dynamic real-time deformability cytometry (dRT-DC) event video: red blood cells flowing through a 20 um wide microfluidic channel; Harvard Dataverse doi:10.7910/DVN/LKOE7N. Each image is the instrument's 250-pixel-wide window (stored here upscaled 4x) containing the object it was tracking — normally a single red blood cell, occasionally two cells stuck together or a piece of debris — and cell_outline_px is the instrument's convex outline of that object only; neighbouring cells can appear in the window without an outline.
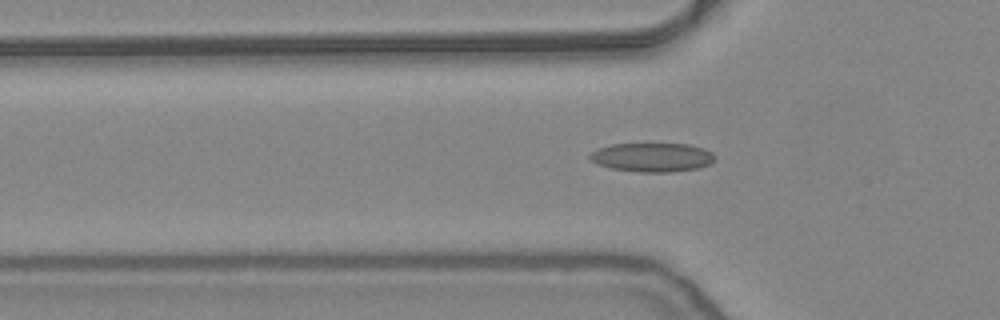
{"species": "common noctule bat (a hibernating species)", "species_latin": "Nyctalus noctula", "temperature_condition": "warm", "stored_images_in_passage": 38, "camera_frame_rate_fps": 3000, "um_per_image_px": 0.085, "animal": {"sex": "female", "body_mass_g": 24.6, "forearm_length_mm": 56.2}, "frame": {"image": 1, "passage_image": 9, "time_ms": 2.667, "image_size_px": [1000, 320], "cell_outline_px": [[716, 156], [708, 164], [700, 168], [672, 172], [636, 172], [612, 168], [596, 164], [588, 156], [596, 148], [612, 144], [688, 144], [704, 148], [712, 152]], "centroid_in_image_um": [55.43, 13.37], "position_along_channel_um": 70.4, "area_um2": 21.15}}
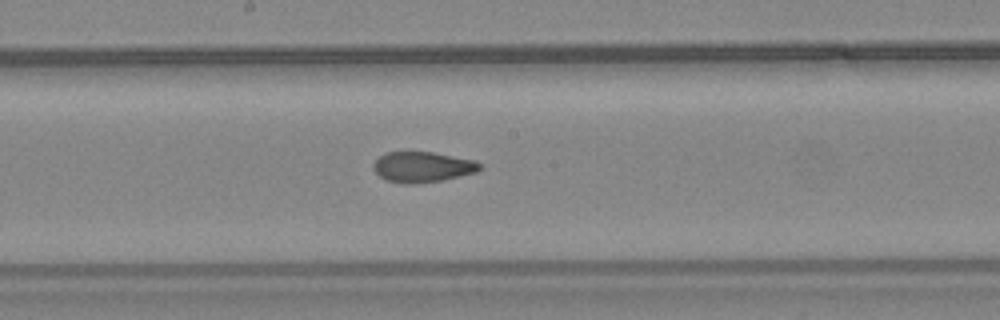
{"frame": {"image": 2, "passage_image": 20, "time_ms": 6.333, "image_size_px": [1000, 320], "cell_outline_px": [[484, 164], [476, 172], [444, 180], [416, 184], [400, 184], [384, 180], [372, 168], [372, 164], [384, 152], [432, 152], [476, 160]], "centroid_in_image_um": [35.91, 14.2], "position_along_channel_um": 212.3, "area_um2": 19.25}}
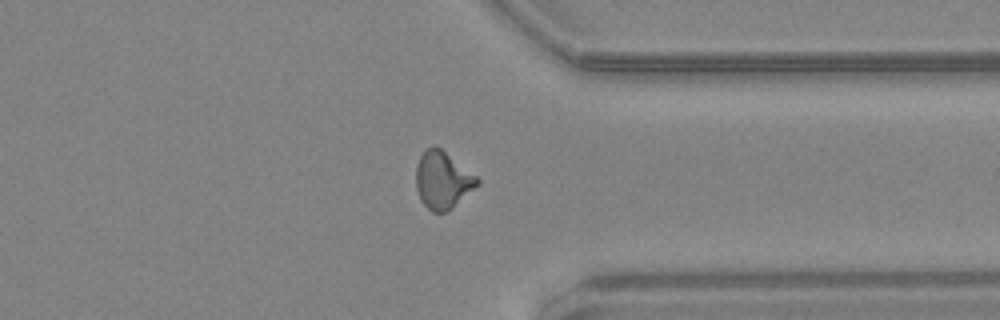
{"frame": {"image": 3, "passage_image": 33, "time_ms": 10.667, "image_size_px": [1000, 320], "cell_outline_px": [[480, 184], [452, 208], [444, 212], [432, 212], [420, 200], [416, 188], [416, 164], [420, 156], [428, 148], [440, 148], [476, 176], [480, 180]], "centroid_in_image_um": [37.62, 15.34], "position_along_channel_um": 373.8, "area_um2": 20.11}}